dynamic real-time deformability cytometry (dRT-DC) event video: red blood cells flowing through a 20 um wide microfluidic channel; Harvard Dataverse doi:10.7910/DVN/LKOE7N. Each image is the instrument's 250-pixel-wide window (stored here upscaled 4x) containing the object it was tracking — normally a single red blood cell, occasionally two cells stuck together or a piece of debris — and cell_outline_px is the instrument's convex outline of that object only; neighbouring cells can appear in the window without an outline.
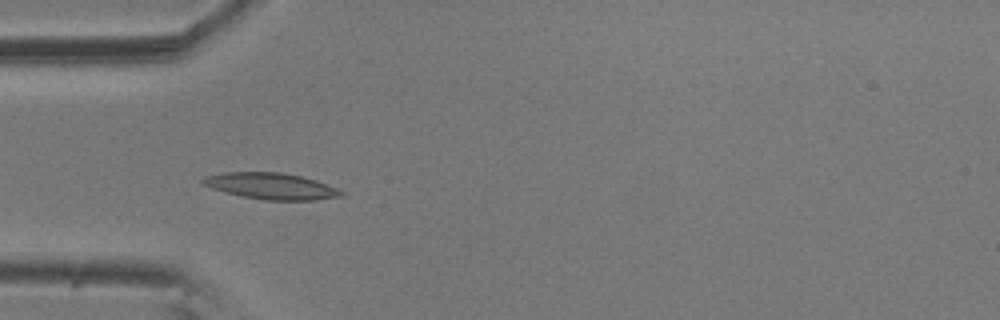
{"species": "common noctule bat (a hibernating species)", "species_latin": "Nyctalus noctula", "temperature_condition": "room temperature", "stored_images_in_passage": 44, "camera_frame_rate_fps": 3000, "um_per_image_px": 0.085, "animal": {"sex": "male", "body_mass_g": 20.5, "forearm_length_mm": 52.5}, "frame": {"image": 1, "passage_image": 17, "time_ms": 5.333, "image_size_px": [1000, 320], "cell_outline_px": [[344, 196], [316, 200], [264, 200], [240, 196], [224, 192], [212, 188], [204, 184], [200, 180], [208, 176], [224, 172], [280, 172], [300, 176], [316, 180], [336, 188], [344, 192]], "centroid_in_image_um": [23.06, 15.82], "position_along_channel_um": 61.9, "area_um2": 21.15}}
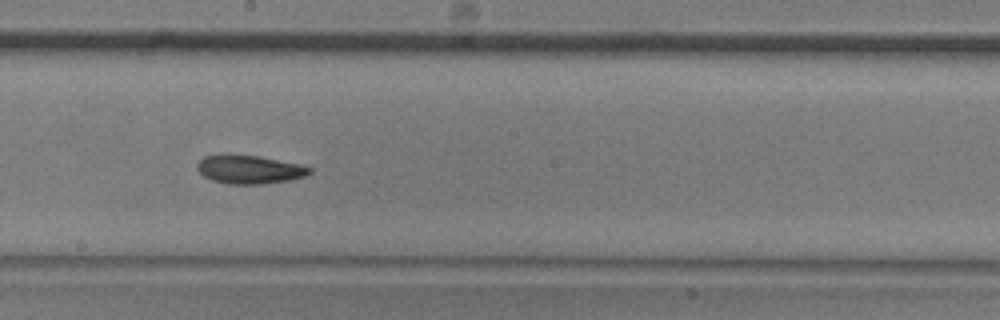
{"frame": {"image": 2, "passage_image": 31, "time_ms": 10.0, "image_size_px": [1000, 320], "cell_outline_px": [[312, 172], [304, 176], [288, 180], [260, 184], [228, 184], [212, 180], [204, 176], [196, 168], [196, 164], [204, 156], [220, 152], [260, 156], [300, 164], [312, 168]], "centroid_in_image_um": [21.14, 14.37], "position_along_channel_um": 227.1, "area_um2": 19.07}}
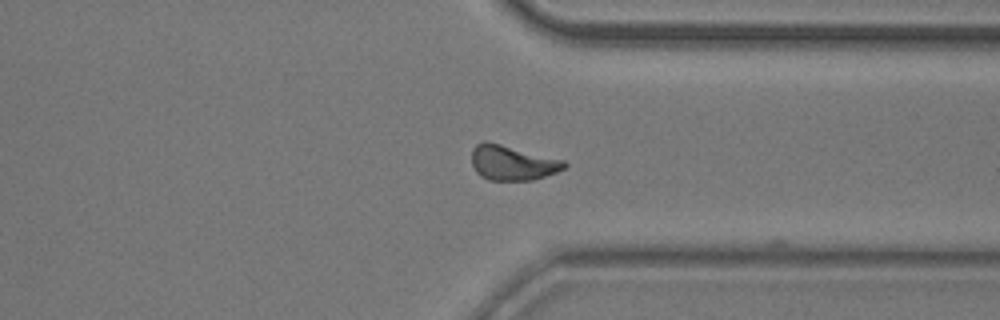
{"frame": {"image": 3, "passage_image": 43, "time_ms": 14.0, "image_size_px": [1000, 320], "cell_outline_px": [[568, 164], [564, 168], [556, 172], [532, 180], [488, 180], [480, 176], [476, 172], [472, 164], [472, 148], [476, 144], [484, 140], [564, 160]], "centroid_in_image_um": [43.52, 13.84], "position_along_channel_um": 367.9, "area_um2": 18.73}}